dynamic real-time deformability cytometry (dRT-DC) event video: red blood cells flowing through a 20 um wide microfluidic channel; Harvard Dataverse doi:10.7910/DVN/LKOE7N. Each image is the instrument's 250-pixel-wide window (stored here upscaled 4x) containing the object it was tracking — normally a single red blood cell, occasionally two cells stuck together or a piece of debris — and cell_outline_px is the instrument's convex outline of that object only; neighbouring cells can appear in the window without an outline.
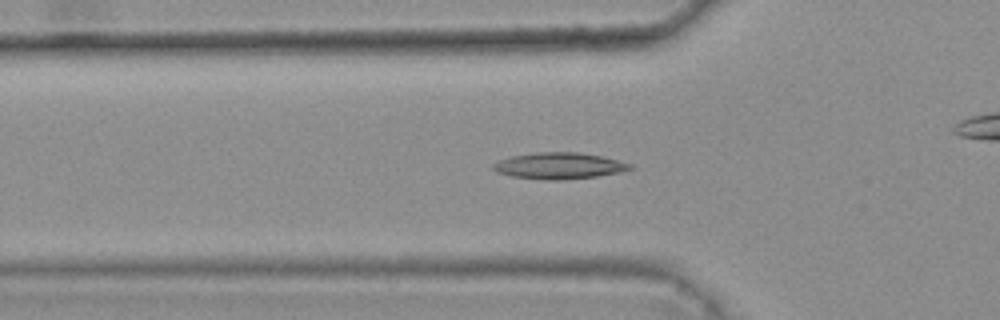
{"species": "common noctule bat (a hibernating species)", "species_latin": "Nyctalus noctula", "temperature_condition": "warm", "stored_images_in_passage": 36, "camera_frame_rate_fps": 3000, "um_per_image_px": 0.085, "animal": {"sex": "female", "body_mass_g": 25.1}, "frame": {"image": 1, "passage_image": 7, "time_ms": 2.0, "image_size_px": [1000, 320], "cell_outline_px": [[632, 168], [620, 172], [596, 176], [556, 180], [544, 180], [512, 176], [496, 172], [492, 168], [492, 164], [500, 160], [512, 156], [536, 152], [580, 152], [600, 156], [632, 164]], "centroid_in_image_um": [47.48, 14.09], "position_along_channel_um": 78.3, "area_um2": 20.81}}
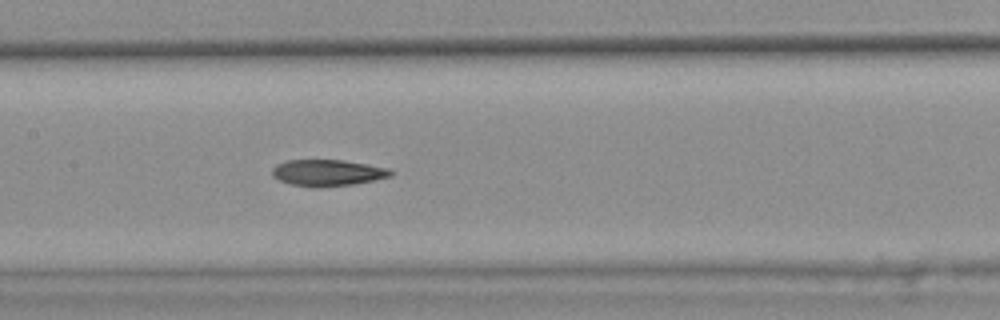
{"frame": {"image": 2, "passage_image": 15, "time_ms": 4.667, "image_size_px": [1000, 320], "cell_outline_px": [[396, 172], [392, 176], [352, 184], [316, 188], [312, 188], [292, 184], [280, 180], [272, 176], [272, 168], [276, 164], [284, 160], [344, 160], [368, 164], [388, 168]], "centroid_in_image_um": [27.84, 14.68], "position_along_channel_um": 179.6, "area_um2": 18.38}}
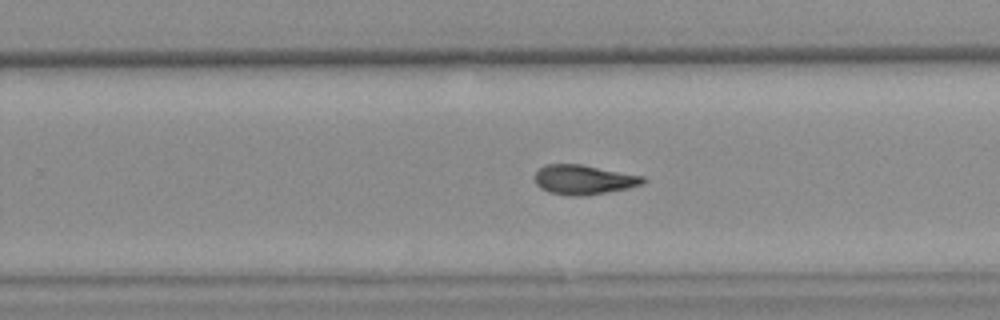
{"frame": {"image": 3, "passage_image": 23, "time_ms": 7.333, "image_size_px": [1000, 320], "cell_outline_px": [[644, 180], [640, 184], [628, 188], [584, 196], [568, 196], [552, 192], [540, 188], [536, 184], [536, 172], [544, 164], [580, 164], [644, 176]], "centroid_in_image_um": [49.59, 15.27], "position_along_channel_um": 280.2, "area_um2": 18.38}, "authors_computed_cell_mechanics": {"area_um2": 18.6405, "velocity_mm_per_s": 3.7852, "shape_relaxation_time_tau1_ms": null, "shape_relaxation_time_tau2_ms": 6.5981, "deformation_change_tau1": null, "deformation_change_tau2": 0.1494}}